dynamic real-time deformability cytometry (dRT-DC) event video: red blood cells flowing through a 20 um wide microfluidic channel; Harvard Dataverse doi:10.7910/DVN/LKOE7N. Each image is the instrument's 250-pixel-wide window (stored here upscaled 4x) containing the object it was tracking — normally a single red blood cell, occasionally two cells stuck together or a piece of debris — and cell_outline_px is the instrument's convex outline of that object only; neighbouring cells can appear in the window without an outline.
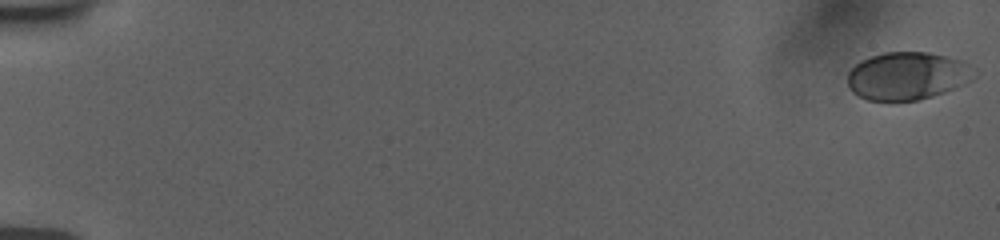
{"species": "human", "species_latin": "Homo sapiens", "temperature_condition": "room temperature", "stored_images_in_passage": 56, "camera_frame_rate_fps": 3000, "um_per_image_px": 0.085, "donor": {"sex": "female"}, "frame": {"image": 1, "passage_image": 1, "time_ms": 0.0, "image_size_px": [1000, 240], "cell_outline_px": [[960, 84], [944, 92], [932, 96], [916, 100], [868, 100], [852, 92], [848, 84], [848, 72], [860, 60], [884, 52], [928, 52], [948, 56], [960, 60]], "centroid_in_image_um": [76.84, 6.45], "position_along_channel_um": 8.2, "area_um2": 33.18}}
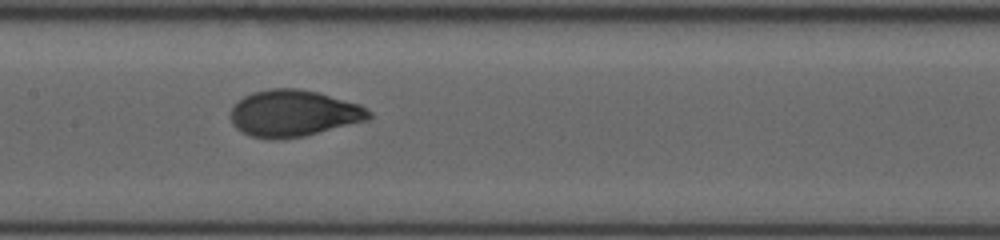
{"frame": {"image": 2, "passage_image": 30, "time_ms": 9.667, "image_size_px": [1000, 240], "cell_outline_px": [[372, 116], [368, 120], [304, 136], [280, 140], [272, 140], [252, 136], [236, 128], [232, 124], [232, 108], [236, 100], [252, 92], [268, 88], [296, 88], [316, 92], [360, 104], [372, 112]], "centroid_in_image_um": [24.95, 9.63], "position_along_channel_um": 182.5, "area_um2": 37.63}}
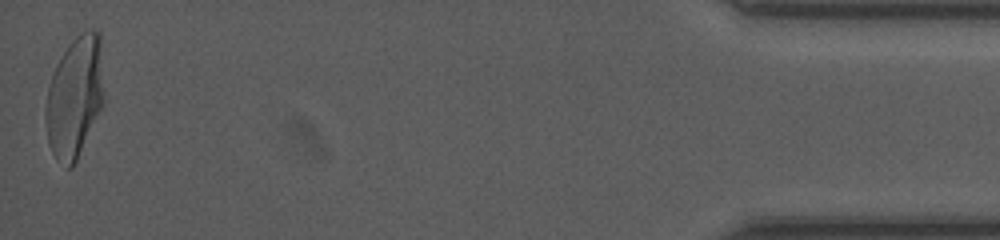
{"frame": {"image": 3, "passage_image": 56, "time_ms": 18.333, "image_size_px": [1000, 240], "cell_outline_px": [[104, 104], [72, 168], [68, 168], [56, 160], [48, 144], [44, 120], [44, 116], [48, 88], [56, 64], [72, 40], [76, 36], [88, 28], [92, 28], [100, 32], [104, 96]], "centroid_in_image_um": [6.35, 8.25], "position_along_channel_um": 428.8, "area_um2": 41.5}, "authors_computed_cell_mechanics": {"area_um2": 36.7897, "velocity_mm_per_s": 3.7761, "shape_relaxation_time_tau1_ms": 5.3694, "shape_relaxation_time_tau2_ms": null, "deformation_change_tau1": 0.212, "deformation_change_tau2": null}}